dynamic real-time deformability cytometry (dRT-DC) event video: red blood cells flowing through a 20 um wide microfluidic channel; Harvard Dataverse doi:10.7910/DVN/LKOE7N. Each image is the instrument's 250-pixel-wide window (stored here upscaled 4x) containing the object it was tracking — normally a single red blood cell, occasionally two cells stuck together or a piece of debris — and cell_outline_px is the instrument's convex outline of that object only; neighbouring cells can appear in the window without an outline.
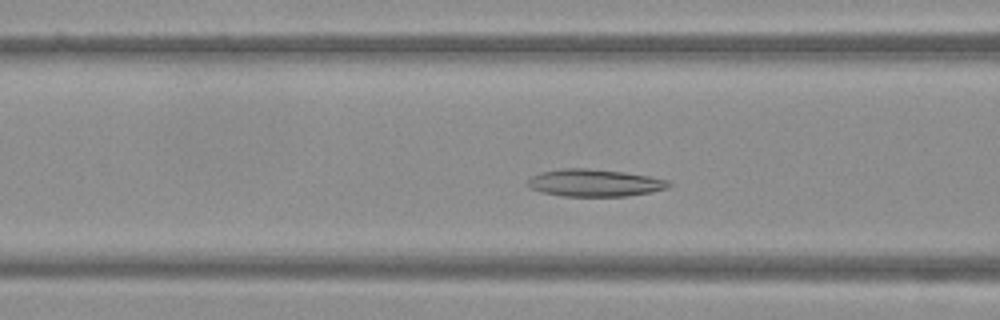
{"species": "Egyptian fruit bat (a non-hibernating species)", "species_latin": "Rousettus aegyptiacus", "temperature_condition": "warm", "stored_images_in_passage": 45, "camera_frame_rate_fps": 3000, "um_per_image_px": 0.085, "frame": {"image": 1, "passage_image": 14, "time_ms": 4.333, "image_size_px": [1000, 320], "cell_outline_px": [[672, 184], [668, 188], [652, 192], [628, 196], [564, 196], [540, 192], [528, 188], [524, 184], [532, 176], [540, 172], [560, 168], [588, 168], [624, 172], [648, 176], [668, 180]], "centroid_in_image_um": [50.5, 15.54], "position_along_channel_um": 116.1, "area_um2": 22.72}}
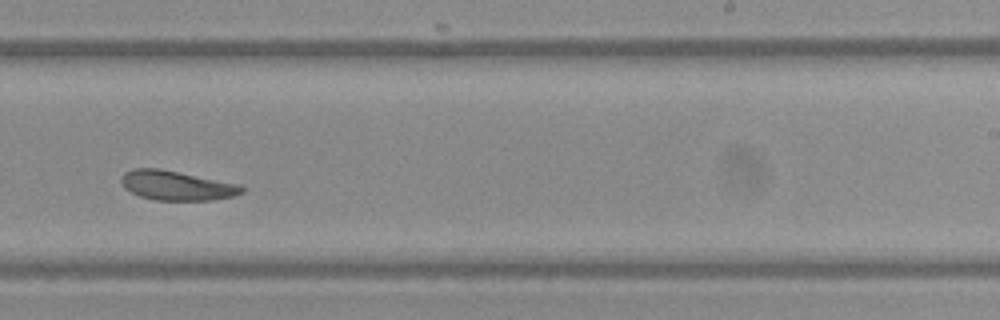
{"frame": {"image": 2, "passage_image": 26, "time_ms": 8.333, "image_size_px": [1000, 320], "cell_outline_px": [[244, 192], [232, 196], [212, 200], [156, 200], [140, 196], [124, 188], [120, 180], [120, 176], [124, 172], [132, 168], [160, 168], [240, 184], [244, 188]], "centroid_in_image_um": [14.99, 15.75], "position_along_channel_um": 274.0, "area_um2": 20.81}}
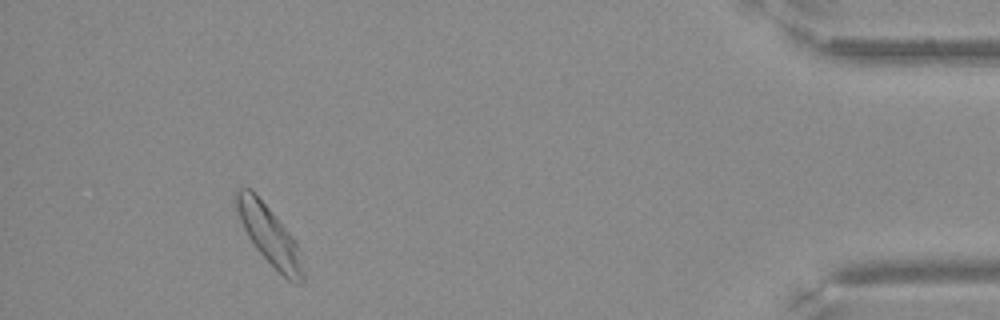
{"frame": {"image": 3, "passage_image": 41, "time_ms": 13.333, "image_size_px": [1000, 320], "cell_outline_px": [[304, 284], [296, 284], [288, 280], [256, 248], [248, 236], [240, 220], [232, 200], [236, 188], [252, 188], [296, 240], [300, 252], [304, 268]], "centroid_in_image_um": [22.88, 19.95], "position_along_channel_um": 412.3, "area_um2": 23.06}}